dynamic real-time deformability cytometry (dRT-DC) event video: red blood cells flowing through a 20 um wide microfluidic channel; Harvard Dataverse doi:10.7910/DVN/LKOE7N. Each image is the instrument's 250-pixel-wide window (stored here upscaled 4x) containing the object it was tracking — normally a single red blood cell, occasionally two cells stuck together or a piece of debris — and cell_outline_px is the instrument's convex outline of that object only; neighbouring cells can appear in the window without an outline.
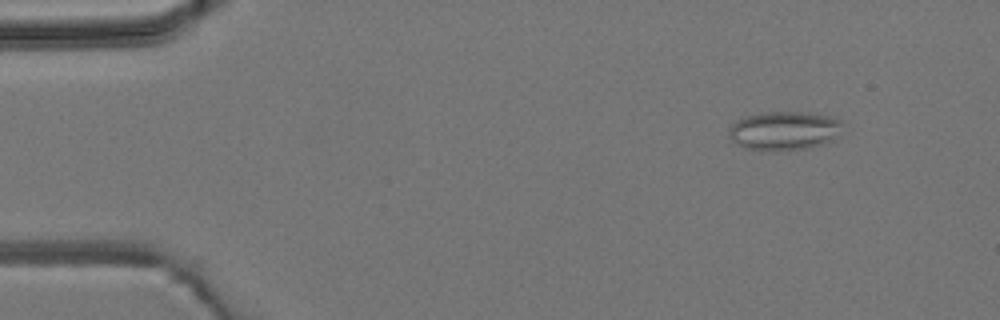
{"species": "common noctule bat (a hibernating species)", "species_latin": "Nyctalus noctula", "temperature_condition": "room temperature", "stored_images_in_passage": 5, "camera_frame_rate_fps": 3000, "um_per_image_px": 0.085, "animal": {"sex": "male", "body_mass_g": 19.2, "forearm_length_mm": 51.8}, "frame": {"image": 1, "passage_image": 1, "time_ms": 0.0, "image_size_px": [1000, 320], "cell_outline_px": [[844, 124], [828, 140], [820, 144], [808, 148], [744, 148], [736, 144], [732, 140], [728, 132], [728, 128], [736, 120], [748, 116], [764, 112], [808, 112], [836, 116]], "centroid_in_image_um": [66.63, 11.05], "position_along_channel_um": 18.4, "area_um2": 24.85}}
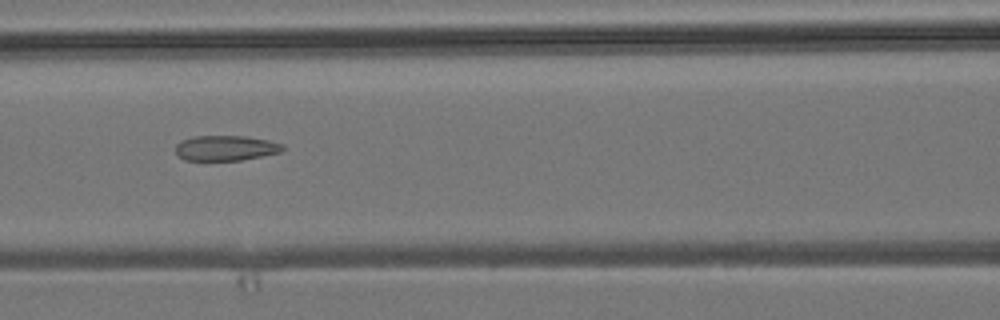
{"frame": {"image": 2, "passage_image": 5, "time_ms": 5.333, "image_size_px": [1000, 320], "cell_outline_px": [[284, 148], [280, 152], [264, 156], [240, 160], [184, 160], [176, 152], [176, 144], [180, 140], [196, 136], [244, 136], [268, 140], [284, 144]], "centroid_in_image_um": [19.2, 12.58], "position_along_channel_um": 147.4, "area_um2": 15.72}}